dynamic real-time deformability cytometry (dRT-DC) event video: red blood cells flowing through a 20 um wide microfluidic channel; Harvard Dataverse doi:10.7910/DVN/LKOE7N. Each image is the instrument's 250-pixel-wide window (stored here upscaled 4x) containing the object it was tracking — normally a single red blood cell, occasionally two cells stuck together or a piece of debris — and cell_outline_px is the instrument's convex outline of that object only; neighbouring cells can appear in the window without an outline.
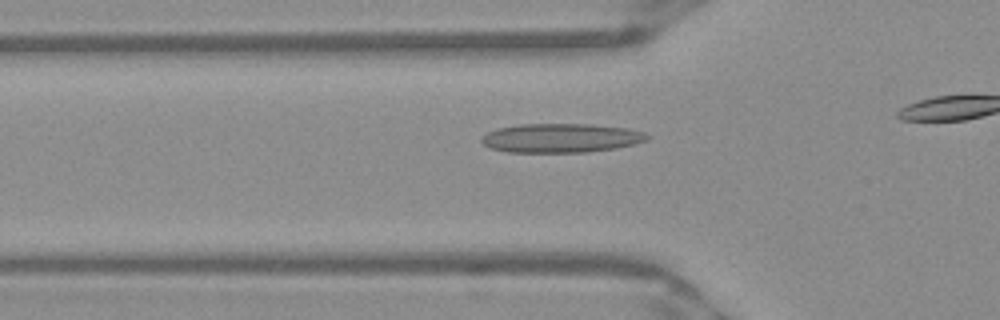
{"species": "Egyptian fruit bat (a non-hibernating species)", "species_latin": "Rousettus aegyptiacus", "temperature_condition": "warm", "stored_images_in_passage": 31, "camera_frame_rate_fps": 3000, "um_per_image_px": 0.085, "frame": {"image": 1, "passage_image": 13, "time_ms": 4.0, "image_size_px": [1000, 320], "cell_outline_px": [[652, 136], [648, 140], [616, 148], [584, 152], [508, 152], [492, 148], [484, 144], [480, 140], [480, 136], [488, 132], [500, 128], [520, 124], [592, 124], [628, 128], [644, 132]], "centroid_in_image_um": [47.71, 11.72], "position_along_channel_um": 78.1, "area_um2": 28.03}}
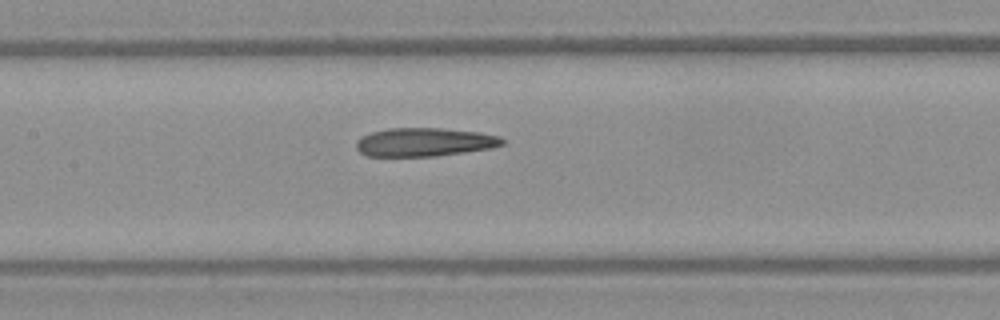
{"frame": {"image": 2, "passage_image": 20, "time_ms": 6.333, "image_size_px": [1000, 320], "cell_outline_px": [[504, 144], [492, 148], [436, 156], [368, 156], [360, 152], [356, 148], [356, 140], [372, 132], [388, 128], [440, 128], [480, 132], [500, 136], [504, 140]], "centroid_in_image_um": [36.1, 12.08], "position_along_channel_um": 171.3, "area_um2": 24.28}}
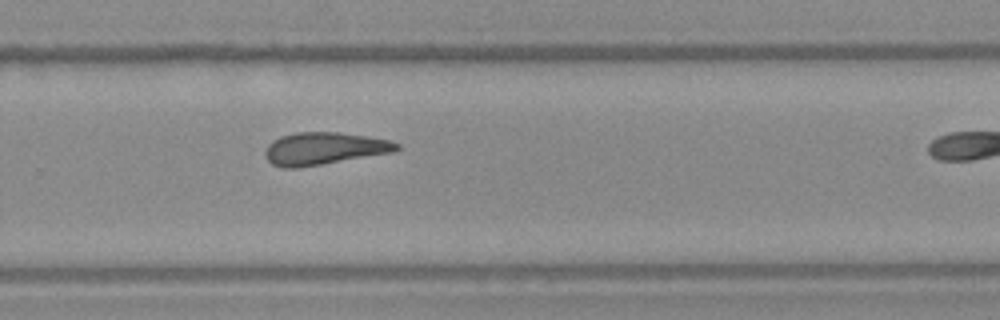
{"frame": {"image": 3, "passage_image": 30, "time_ms": 9.667, "image_size_px": [1000, 320], "cell_outline_px": [[400, 148], [392, 152], [296, 168], [284, 168], [272, 164], [268, 160], [264, 152], [268, 144], [272, 140], [280, 136], [296, 132], [336, 132], [364, 136], [388, 140], [400, 144]], "centroid_in_image_um": [27.49, 12.62], "position_along_channel_um": 302.3, "area_um2": 24.45}}